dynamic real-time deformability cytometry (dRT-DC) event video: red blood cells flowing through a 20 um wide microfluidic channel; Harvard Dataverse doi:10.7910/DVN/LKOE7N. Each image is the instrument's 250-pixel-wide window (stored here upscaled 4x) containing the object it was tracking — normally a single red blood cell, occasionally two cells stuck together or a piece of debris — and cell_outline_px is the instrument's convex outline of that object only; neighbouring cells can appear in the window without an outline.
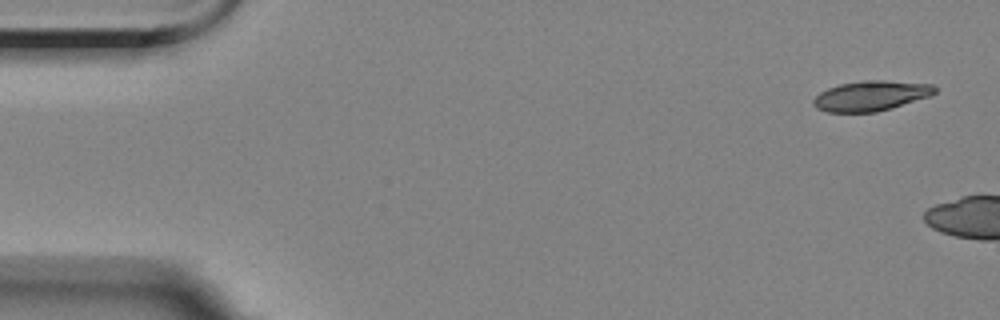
{"species": "Egyptian fruit bat (a non-hibernating species)", "species_latin": "Rousettus aegyptiacus", "temperature_condition": "room temperature", "stored_images_in_passage": 3, "camera_frame_rate_fps": 3000, "um_per_image_px": 0.085, "animal": {"sex": "female"}, "frame": {"image": 1, "passage_image": 1, "time_ms": 0.0, "image_size_px": [1000, 320], "cell_outline_px": [[936, 92], [928, 96], [892, 108], [876, 112], [828, 112], [816, 108], [812, 104], [812, 100], [820, 92], [828, 88], [840, 84], [864, 80], [884, 80], [932, 84], [936, 88]], "centroid_in_image_um": [74.0, 8.14], "position_along_channel_um": 11.0, "area_um2": 21.21}}